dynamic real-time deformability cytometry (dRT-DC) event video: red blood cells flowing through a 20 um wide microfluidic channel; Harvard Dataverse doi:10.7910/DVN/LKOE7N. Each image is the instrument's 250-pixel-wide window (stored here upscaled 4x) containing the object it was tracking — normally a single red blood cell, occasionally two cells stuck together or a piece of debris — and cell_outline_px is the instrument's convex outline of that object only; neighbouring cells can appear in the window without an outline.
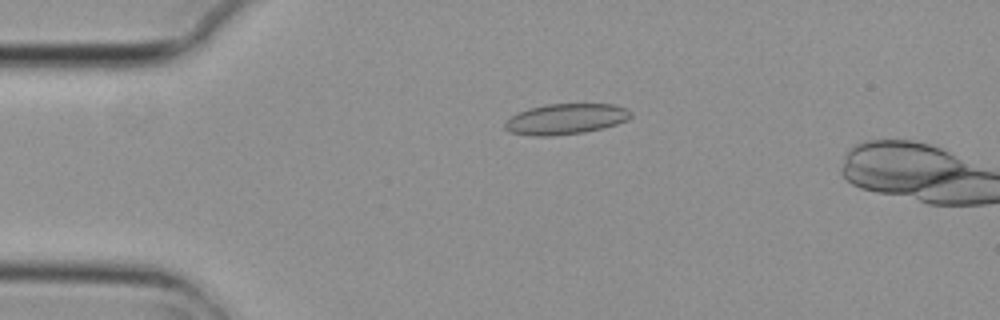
{"species": "common noctule bat (a hibernating species)", "species_latin": "Nyctalus noctula", "temperature_condition": "cold", "stored_images_in_passage": 6, "camera_frame_rate_fps": 3000, "um_per_image_px": 0.085, "animal": {"sex": "female", "body_mass_g": 29.2, "forearm_length_mm": 56.3}, "frame": {"image": 1, "passage_image": 6, "time_ms": 1.667, "image_size_px": [1000, 320], "cell_outline_px": [[632, 116], [628, 120], [604, 128], [584, 132], [552, 136], [532, 136], [508, 132], [504, 128], [504, 124], [516, 112], [528, 108], [544, 104], [616, 104], [628, 108], [632, 112]], "centroid_in_image_um": [48.1, 10.11], "position_along_channel_um": 36.9, "area_um2": 22.83}}